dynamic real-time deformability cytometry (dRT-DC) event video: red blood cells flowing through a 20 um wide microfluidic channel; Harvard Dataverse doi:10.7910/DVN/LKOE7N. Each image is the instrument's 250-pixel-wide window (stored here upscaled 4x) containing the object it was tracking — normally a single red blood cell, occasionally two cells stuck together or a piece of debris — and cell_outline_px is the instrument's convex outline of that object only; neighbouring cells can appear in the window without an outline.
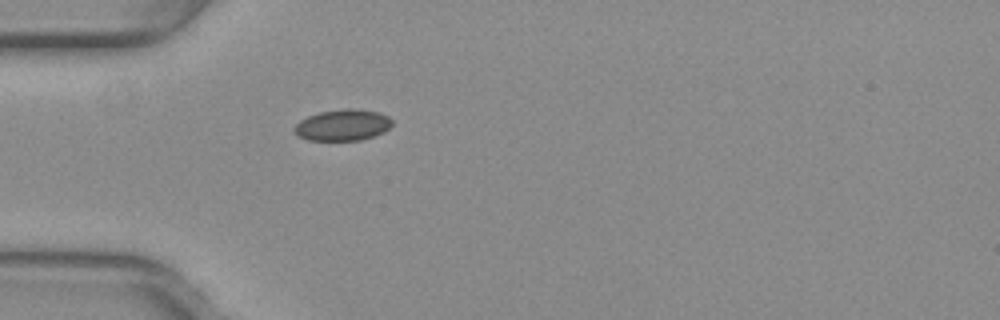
{"species": "common noctule bat (a hibernating species)", "species_latin": "Nyctalus noctula", "temperature_condition": "warm", "stored_images_in_passage": 37, "camera_frame_rate_fps": 3000, "um_per_image_px": 0.085, "animal": {"sex": "female", "body_mass_g": 29.2, "forearm_length_mm": 56.3}, "frame": {"image": 1, "passage_image": 1, "time_ms": 0.0, "image_size_px": [1000, 320], "cell_outline_px": [[392, 124], [384, 132], [360, 140], [308, 140], [300, 136], [292, 128], [300, 120], [308, 116], [320, 112], [344, 108], [352, 108], [380, 112], [388, 116], [392, 120]], "centroid_in_image_um": [29.14, 10.62], "position_along_channel_um": 55.9, "area_um2": 17.74}}
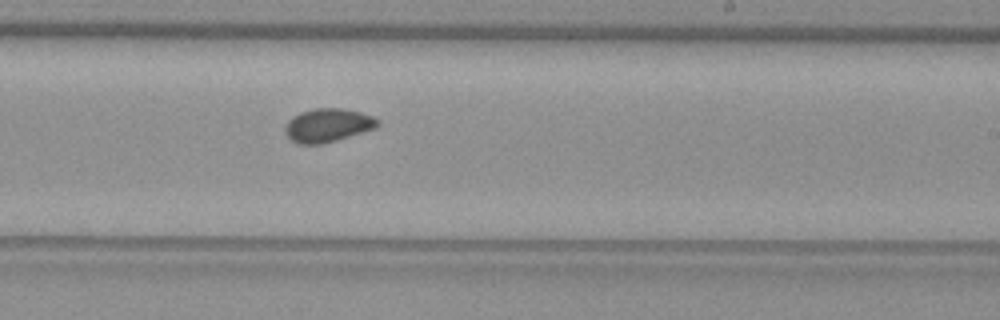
{"frame": {"image": 2, "passage_image": 17, "time_ms": 5.333, "image_size_px": [1000, 320], "cell_outline_px": [[380, 124], [376, 128], [336, 140], [320, 144], [300, 144], [292, 140], [284, 132], [284, 128], [288, 120], [292, 116], [300, 112], [312, 108], [344, 108], [360, 112], [372, 116], [380, 120]], "centroid_in_image_um": [27.86, 10.63], "position_along_channel_um": 261.1, "area_um2": 18.15}}
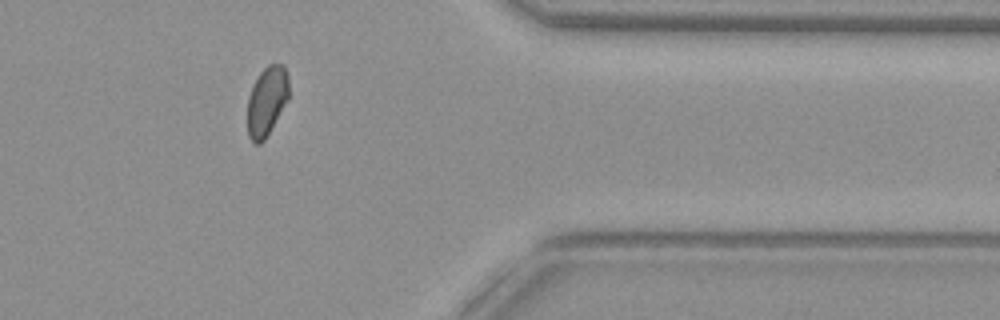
{"frame": {"image": 3, "passage_image": 28, "time_ms": 9.0, "image_size_px": [1000, 320], "cell_outline_px": [[288, 100], [264, 140], [260, 144], [256, 144], [248, 136], [248, 96], [252, 84], [260, 72], [268, 64], [284, 64], [288, 76]], "centroid_in_image_um": [22.67, 8.56], "position_along_channel_um": 388.7, "area_um2": 16.7}, "authors_computed_cell_mechanics": {"area_um2": 17.2244, "velocity_mm_per_s": 3.9766, "shape_relaxation_time_tau1_ms": null, "shape_relaxation_time_tau2_ms": 1.0969, "deformation_change_tau1": null, "deformation_change_tau2": 0.0491}}